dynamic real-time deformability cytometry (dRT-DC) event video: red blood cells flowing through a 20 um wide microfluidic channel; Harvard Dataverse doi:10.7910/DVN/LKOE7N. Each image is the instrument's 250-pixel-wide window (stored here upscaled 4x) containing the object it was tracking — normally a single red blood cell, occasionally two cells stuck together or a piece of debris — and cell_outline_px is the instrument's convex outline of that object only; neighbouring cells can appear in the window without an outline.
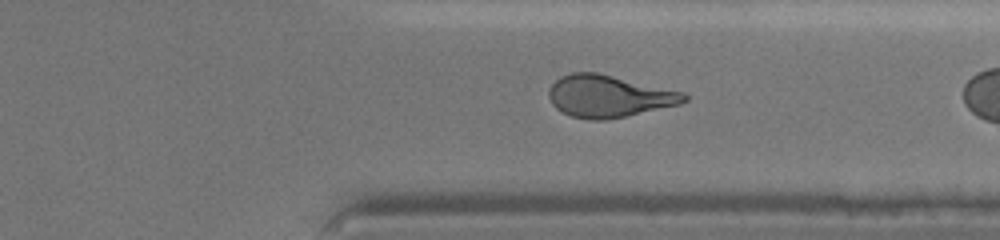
{"species": "human", "species_latin": "Homo sapiens", "temperature_condition": "cold", "stored_images_in_passage": 55, "segment_of_instrument_passage": [2, 2], "camera_frame_rate_fps": 3000, "um_per_image_px": 0.085, "donor": {"sex": "female"}, "frame": {"image": 1, "passage_image": 51, "time_ms": 15.667, "image_size_px": [1000, 240], "cell_outline_px": [[688, 100], [680, 104], [608, 120], [588, 120], [572, 116], [556, 108], [552, 104], [548, 96], [548, 92], [552, 84], [560, 76], [572, 72], [596, 72], [684, 92], [688, 96]], "centroid_in_image_um": [51.74, 8.18], "position_along_channel_um": 359.7, "area_um2": 33.12}}